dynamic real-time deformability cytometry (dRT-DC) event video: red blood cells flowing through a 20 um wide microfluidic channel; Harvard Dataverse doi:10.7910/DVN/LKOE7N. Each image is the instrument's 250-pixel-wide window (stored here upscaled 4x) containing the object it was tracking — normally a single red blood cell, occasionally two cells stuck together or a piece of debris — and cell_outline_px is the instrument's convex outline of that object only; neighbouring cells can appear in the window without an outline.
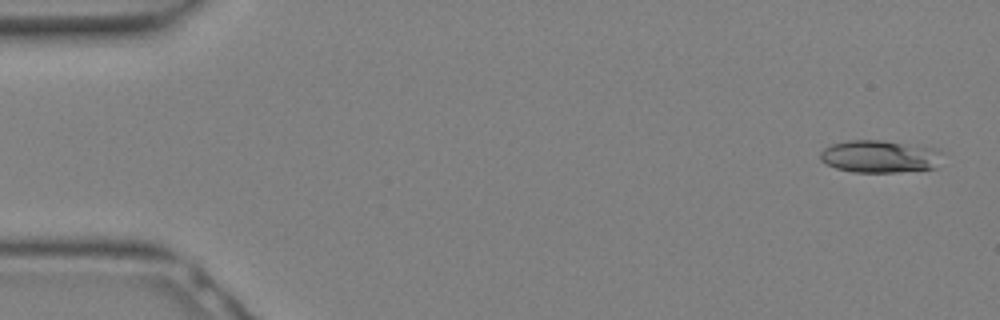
{"species": "Egyptian fruit bat (a non-hibernating species)", "species_latin": "Rousettus aegyptiacus", "temperature_condition": "warm", "stored_images_in_passage": 30, "camera_frame_rate_fps": 3000, "um_per_image_px": 0.085, "animal": {"sex": "female"}, "frame": {"image": 1, "passage_image": 1, "time_ms": 0.0, "image_size_px": [1000, 320], "cell_outline_px": [[948, 152], [936, 168], [896, 172], [852, 172], [836, 168], [824, 164], [820, 160], [820, 152], [824, 148], [832, 144], [848, 140], [880, 140], [940, 148]], "centroid_in_image_um": [74.87, 13.29], "position_along_channel_um": 10.1, "area_um2": 23.76}}
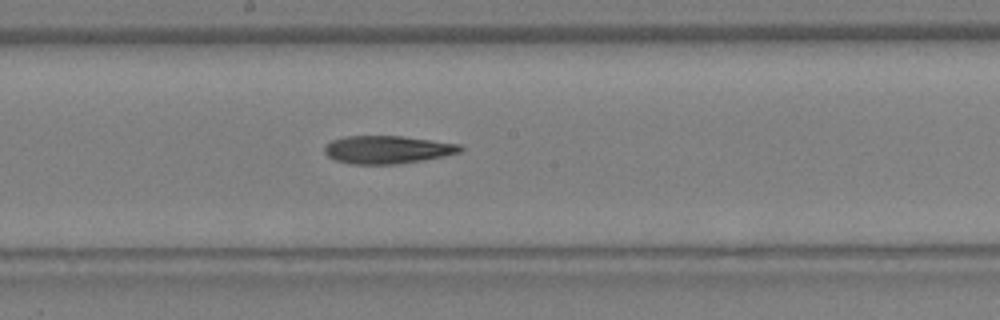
{"frame": {"image": 2, "passage_image": 16, "time_ms": 5.0, "image_size_px": [1000, 320], "cell_outline_px": [[464, 148], [460, 152], [444, 156], [424, 160], [396, 164], [352, 164], [336, 160], [328, 156], [324, 152], [324, 148], [332, 140], [344, 136], [404, 136], [460, 144]], "centroid_in_image_um": [32.95, 12.71], "position_along_channel_um": 215.3, "area_um2": 22.08}}
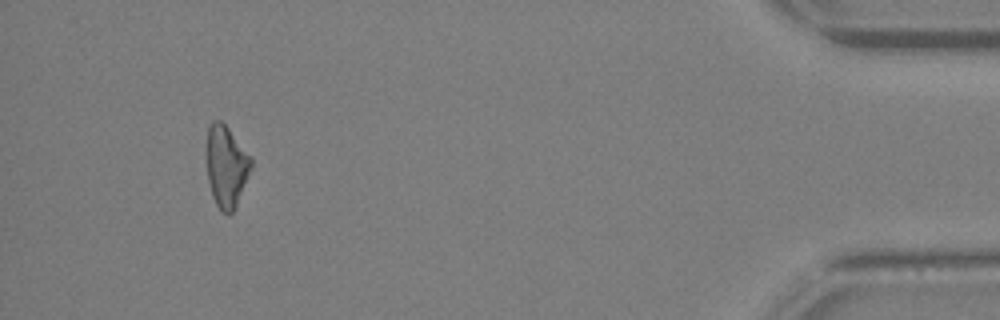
{"frame": {"image": 3, "passage_image": 28, "time_ms": 9.0, "image_size_px": [1000, 320], "cell_outline_px": [[252, 168], [236, 204], [232, 212], [228, 216], [220, 212], [212, 196], [208, 180], [204, 160], [204, 152], [208, 128], [212, 120], [220, 120], [228, 128], [252, 156]], "centroid_in_image_um": [19.19, 14.12], "position_along_channel_um": 416.0, "area_um2": 21.85}}